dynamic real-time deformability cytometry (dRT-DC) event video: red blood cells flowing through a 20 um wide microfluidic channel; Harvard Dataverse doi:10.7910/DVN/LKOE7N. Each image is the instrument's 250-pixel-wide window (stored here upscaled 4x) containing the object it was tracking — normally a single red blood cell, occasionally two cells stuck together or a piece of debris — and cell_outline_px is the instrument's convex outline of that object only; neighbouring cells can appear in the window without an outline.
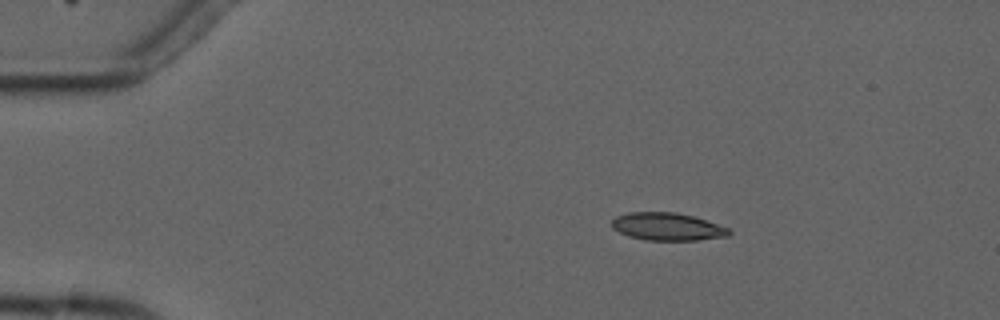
{"species": "common noctule bat (a hibernating species)", "species_latin": "Nyctalus noctula", "temperature_condition": "cold", "stored_images_in_passage": 5, "camera_frame_rate_fps": 3000, "um_per_image_px": 0.085, "animal": {"sex": "male", "forearm_length_mm": 52.5}, "frame": {"image": 1, "passage_image": 3, "time_ms": 2.333, "image_size_px": [1000, 320], "cell_outline_px": [[732, 232], [728, 236], [696, 240], [644, 240], [628, 236], [612, 228], [612, 220], [616, 216], [628, 212], [676, 212], [692, 216], [728, 228]], "centroid_in_image_um": [56.69, 19.26], "position_along_channel_um": 28.3, "area_um2": 18.79}}